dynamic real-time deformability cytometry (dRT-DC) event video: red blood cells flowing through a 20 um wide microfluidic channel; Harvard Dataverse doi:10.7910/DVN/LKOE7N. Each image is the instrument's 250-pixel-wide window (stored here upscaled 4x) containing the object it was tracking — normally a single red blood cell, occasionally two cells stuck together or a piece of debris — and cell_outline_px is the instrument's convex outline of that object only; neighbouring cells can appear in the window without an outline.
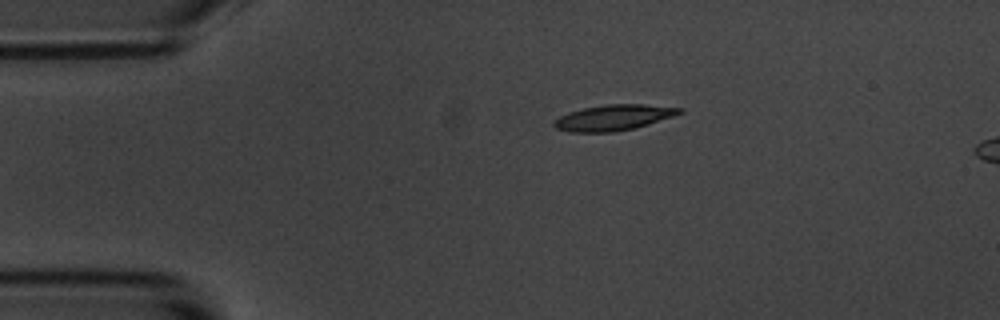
{"species": "common noctule bat (a hibernating species)", "species_latin": "Nyctalus noctula", "temperature_condition": "room temperature", "stored_images_in_passage": 2, "camera_frame_rate_fps": 3000, "um_per_image_px": 0.085, "animal": {"sex": "male", "body_mass_g": 20.1, "forearm_length_mm": 53.5}, "frame": {"image": 1, "passage_image": 2, "time_ms": 1.333, "image_size_px": [1000, 320], "cell_outline_px": [[684, 112], [636, 128], [612, 132], [568, 132], [556, 128], [552, 124], [552, 120], [568, 112], [584, 108], [604, 104], [644, 104], [684, 108]], "centroid_in_image_um": [52.12, 9.99], "position_along_channel_um": 32.9, "area_um2": 18.9}}